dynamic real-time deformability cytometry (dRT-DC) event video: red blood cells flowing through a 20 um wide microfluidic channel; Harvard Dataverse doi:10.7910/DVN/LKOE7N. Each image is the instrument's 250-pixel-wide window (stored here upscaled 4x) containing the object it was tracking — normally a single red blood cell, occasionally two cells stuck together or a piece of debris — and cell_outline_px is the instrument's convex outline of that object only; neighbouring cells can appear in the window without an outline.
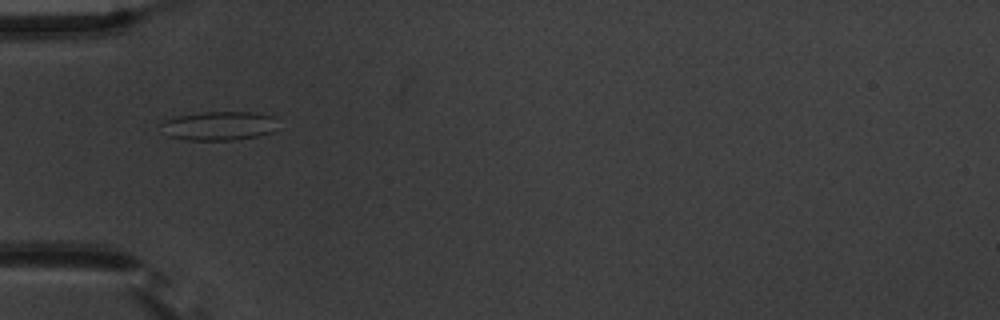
{"species": "common noctule bat (a hibernating species)", "species_latin": "Nyctalus noctula", "temperature_condition": "warm", "stored_images_in_passage": 7, "camera_frame_rate_fps": 3000, "um_per_image_px": 0.085, "animal": {"sex": "male", "body_mass_g": 20.1, "forearm_length_mm": 53.5}, "frame": {"image": 1, "passage_image": 4, "time_ms": 3.333, "image_size_px": [1000, 320], "cell_outline_px": [[276, 116], [272, 132], [256, 136], [232, 140], [188, 140], [168, 136], [156, 124], [164, 120], [176, 116], [200, 112], [256, 112]], "centroid_in_image_um": [18.53, 10.68], "position_along_channel_um": 66.5, "area_um2": 19.88}}
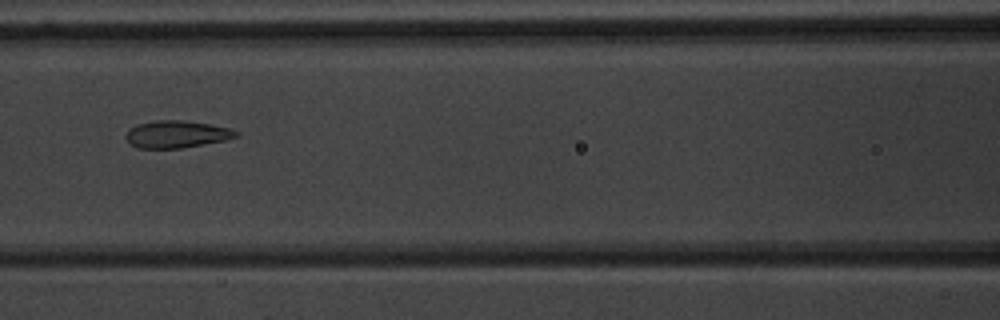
{"frame": {"image": 2, "passage_image": 6, "time_ms": 5.667, "image_size_px": [1000, 320], "cell_outline_px": [[240, 136], [224, 140], [180, 148], [136, 148], [124, 136], [136, 124], [156, 120], [184, 120], [208, 124], [228, 128], [240, 132]], "centroid_in_image_um": [15.02, 11.4], "position_along_channel_um": 151.6, "area_um2": 17.28}}
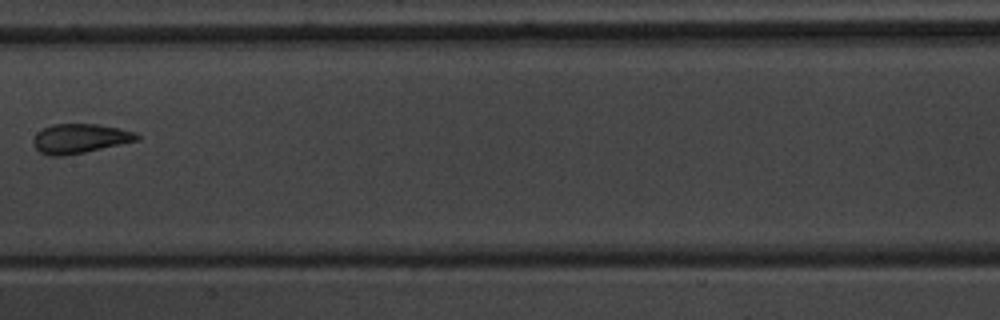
{"frame": {"image": 3, "passage_image": 7, "time_ms": 7.0, "image_size_px": [1000, 320], "cell_outline_px": [[140, 140], [84, 152], [64, 156], [48, 156], [40, 152], [32, 144], [32, 140], [36, 132], [52, 124], [96, 124], [120, 128], [136, 132], [140, 136]], "centroid_in_image_um": [6.78, 11.77], "position_along_channel_um": 200.6, "area_um2": 17.92}}